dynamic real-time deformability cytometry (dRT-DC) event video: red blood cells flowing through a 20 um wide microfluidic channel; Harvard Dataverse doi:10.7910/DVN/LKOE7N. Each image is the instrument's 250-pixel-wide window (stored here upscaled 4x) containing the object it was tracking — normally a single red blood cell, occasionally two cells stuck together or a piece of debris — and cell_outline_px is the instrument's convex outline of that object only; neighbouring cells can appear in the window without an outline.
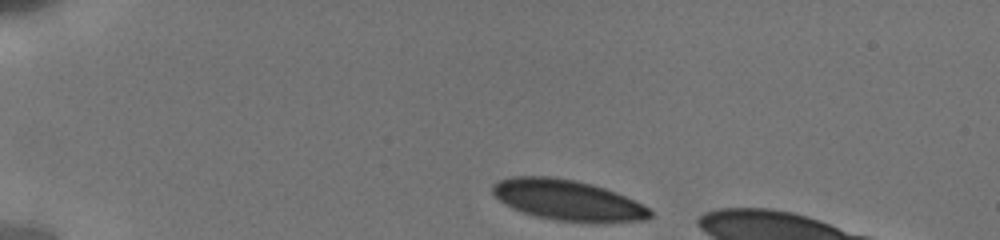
{"species": "human", "species_latin": "Homo sapiens", "temperature_condition": "cold", "stored_images_in_passage": 7, "camera_frame_rate_fps": 3000, "um_per_image_px": 0.085, "donor": {"sex": "male"}, "frame": {"image": 1, "passage_image": 1, "time_ms": 0.0, "image_size_px": [1000, 240], "cell_outline_px": [[652, 216], [648, 220], [592, 224], [556, 220], [536, 216], [512, 208], [504, 204], [492, 192], [492, 184], [500, 180], [512, 176], [552, 176], [576, 180], [592, 184], [616, 192], [648, 208], [652, 212]], "centroid_in_image_um": [48.27, 17.03], "position_along_channel_um": 36.7, "area_um2": 37.57}}
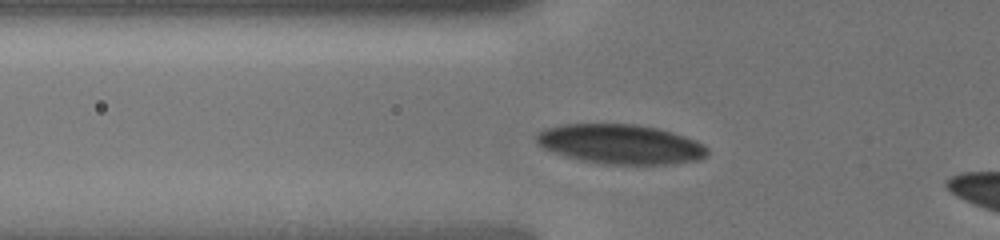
{"frame": {"image": 2, "passage_image": 5, "time_ms": 2.667, "image_size_px": [1000, 240], "cell_outline_px": [[708, 156], [700, 160], [668, 164], [604, 164], [580, 160], [564, 156], [544, 148], [536, 140], [536, 132], [544, 128], [560, 124], [636, 124], [656, 128], [672, 132], [696, 140], [704, 144], [708, 148]], "centroid_in_image_um": [52.75, 12.25], "position_along_channel_um": 73.1, "area_um2": 39.65}}
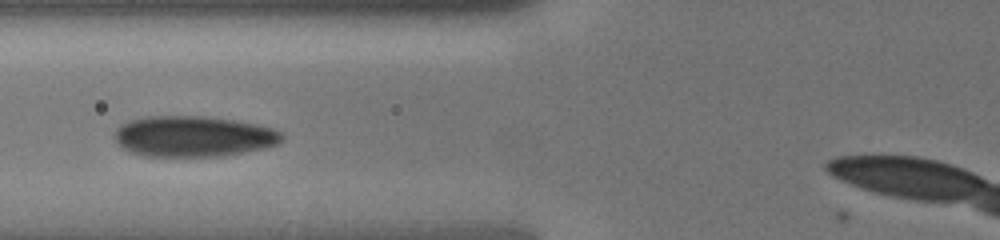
{"frame": {"image": 3, "passage_image": 6, "time_ms": 3.667, "image_size_px": [1000, 240], "cell_outline_px": [[284, 140], [280, 144], [268, 148], [224, 156], [140, 156], [128, 152], [120, 148], [116, 140], [116, 128], [120, 124], [128, 120], [148, 116], [204, 116], [232, 120], [256, 124], [272, 128], [284, 132]], "centroid_in_image_um": [16.46, 11.6], "position_along_channel_um": 109.3, "area_um2": 40.4}}